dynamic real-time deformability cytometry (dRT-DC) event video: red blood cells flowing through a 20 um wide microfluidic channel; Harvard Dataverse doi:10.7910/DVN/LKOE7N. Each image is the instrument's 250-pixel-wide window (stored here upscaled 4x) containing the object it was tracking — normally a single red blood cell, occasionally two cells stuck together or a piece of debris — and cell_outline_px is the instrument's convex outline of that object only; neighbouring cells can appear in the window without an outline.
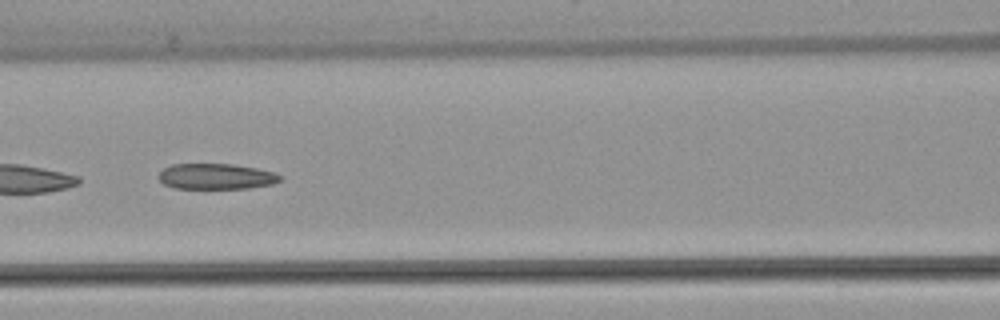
{"species": "common noctule bat (a hibernating species)", "species_latin": "Nyctalus noctula", "temperature_condition": "warm", "stored_images_in_passage": 7, "camera_frame_rate_fps": 3000, "um_per_image_px": 0.085, "animal": {"sex": "female", "body_mass_g": 22.7, "forearm_length_mm": 54.2}, "frame": {"image": 1, "passage_image": 7, "time_ms": 7.333, "image_size_px": [1000, 320], "cell_outline_px": [[284, 176], [280, 180], [272, 184], [248, 188], [176, 188], [164, 184], [156, 176], [164, 168], [172, 164], [232, 164], [256, 168], [276, 172]], "centroid_in_image_um": [18.39, 14.99], "position_along_channel_um": 148.2, "area_um2": 18.21}}